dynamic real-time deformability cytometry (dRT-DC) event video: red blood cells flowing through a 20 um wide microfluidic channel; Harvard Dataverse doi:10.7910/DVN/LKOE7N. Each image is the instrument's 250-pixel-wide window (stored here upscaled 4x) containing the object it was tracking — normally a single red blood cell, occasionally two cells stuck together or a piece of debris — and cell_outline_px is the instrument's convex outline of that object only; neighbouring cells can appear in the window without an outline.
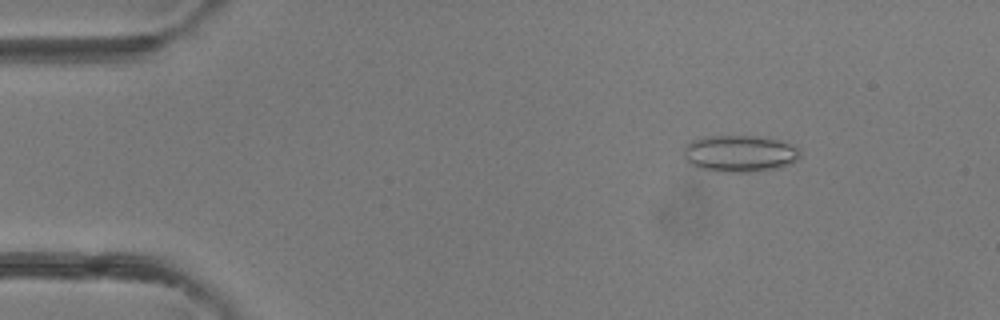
{"species": "common noctule bat (a hibernating species)", "species_latin": "Nyctalus noctula", "temperature_condition": "room temperature", "stored_images_in_passage": 3, "camera_frame_rate_fps": 3000, "um_per_image_px": 0.085, "animal": {"sex": "female"}, "frame": {"image": 1, "passage_image": 1, "time_ms": 0.0, "image_size_px": [1000, 320], "cell_outline_px": [[800, 156], [796, 160], [780, 168], [752, 172], [716, 172], [700, 168], [688, 164], [684, 156], [684, 144], [692, 140], [704, 136], [756, 136], [776, 140], [788, 144], [796, 148], [800, 152]], "centroid_in_image_um": [62.8, 13.07], "position_along_channel_um": 22.2, "area_um2": 25.03}}